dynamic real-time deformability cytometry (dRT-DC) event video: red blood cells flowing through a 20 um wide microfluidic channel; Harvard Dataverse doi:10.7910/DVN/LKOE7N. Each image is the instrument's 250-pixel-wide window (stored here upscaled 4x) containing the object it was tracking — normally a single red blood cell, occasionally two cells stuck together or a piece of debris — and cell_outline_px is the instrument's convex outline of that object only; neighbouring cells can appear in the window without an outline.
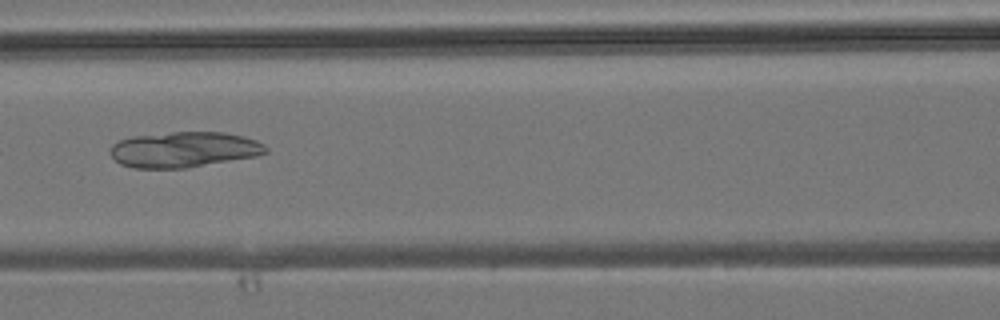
{"species": "common noctule bat (a hibernating species)", "species_latin": "Nyctalus noctula", "temperature_condition": "room temperature", "stored_images_in_passage": 6, "camera_frame_rate_fps": 3000, "um_per_image_px": 0.085, "animal": {"sex": "male", "body_mass_g": 19.2, "forearm_length_mm": 51.8}, "frame": {"image": 1, "passage_image": 6, "time_ms": 5.667, "image_size_px": [1000, 320], "cell_outline_px": [[268, 152], [256, 156], [188, 168], [132, 168], [120, 164], [108, 152], [112, 144], [120, 140], [132, 136], [172, 132], [224, 132], [244, 136], [256, 140], [264, 144], [268, 148]], "centroid_in_image_um": [15.63, 12.71], "position_along_channel_um": 151.0, "area_um2": 32.48}}